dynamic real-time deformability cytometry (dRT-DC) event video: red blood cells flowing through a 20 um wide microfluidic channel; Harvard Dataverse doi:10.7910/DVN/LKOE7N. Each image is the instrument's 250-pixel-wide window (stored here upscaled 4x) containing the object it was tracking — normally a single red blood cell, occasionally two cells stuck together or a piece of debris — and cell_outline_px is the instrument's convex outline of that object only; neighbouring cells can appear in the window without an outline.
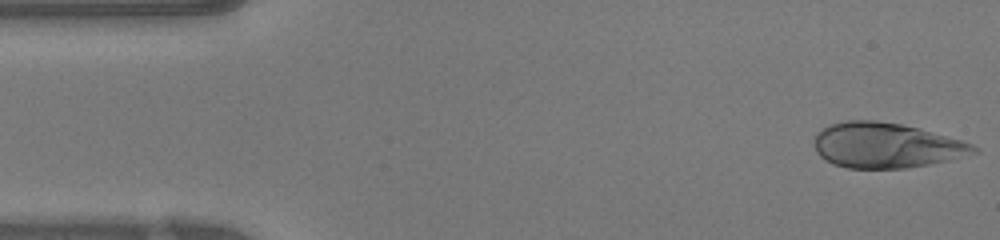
{"species": "human", "species_latin": "Homo sapiens", "temperature_condition": "warm", "stored_images_in_passage": 33, "camera_frame_rate_fps": 3000, "um_per_image_px": 0.085, "donor": {"sex": "female"}, "frame": {"image": 1, "passage_image": 1, "time_ms": 0.0, "image_size_px": [1000, 240], "cell_outline_px": [[980, 152], [948, 160], [928, 164], [904, 168], [848, 168], [832, 164], [824, 160], [816, 152], [816, 132], [828, 124], [848, 120], [876, 120], [900, 124], [920, 128], [960, 140], [972, 144], [980, 148]], "centroid_in_image_um": [75.31, 12.35], "position_along_channel_um": 9.7, "area_um2": 41.96}}
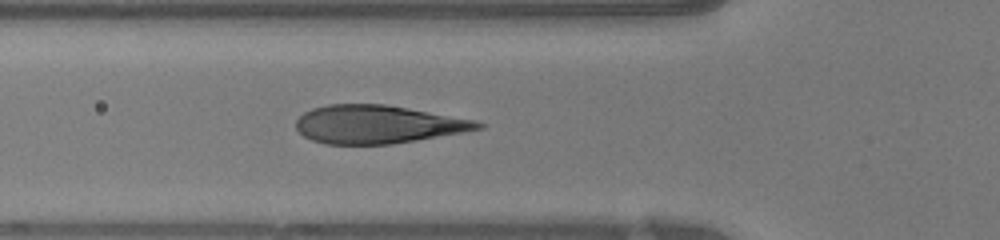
{"frame": {"image": 2, "passage_image": 15, "time_ms": 4.667, "image_size_px": [1000, 240], "cell_outline_px": [[484, 128], [416, 140], [392, 144], [324, 144], [312, 140], [304, 136], [296, 128], [296, 120], [304, 112], [312, 108], [328, 104], [384, 104], [408, 108], [476, 120], [484, 124]], "centroid_in_image_um": [32.08, 10.57], "position_along_channel_um": 93.7, "area_um2": 40.29}}
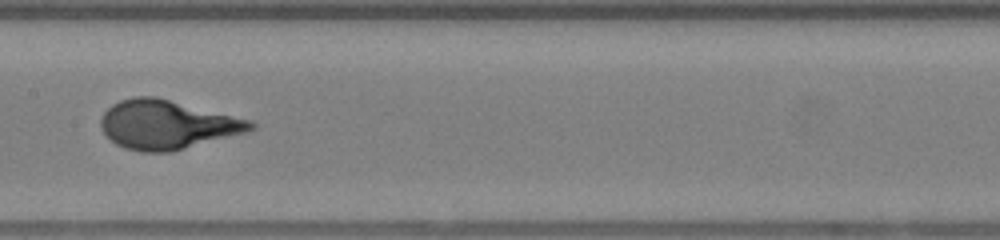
{"frame": {"image": 3, "passage_image": 22, "time_ms": 7.0, "image_size_px": [1000, 240], "cell_outline_px": [[256, 128], [248, 132], [172, 152], [140, 152], [124, 148], [116, 144], [100, 128], [100, 120], [104, 112], [112, 104], [120, 100], [136, 96], [156, 96], [252, 120], [256, 124]], "centroid_in_image_um": [14.23, 10.6], "position_along_channel_um": 193.2, "area_um2": 43.0}}